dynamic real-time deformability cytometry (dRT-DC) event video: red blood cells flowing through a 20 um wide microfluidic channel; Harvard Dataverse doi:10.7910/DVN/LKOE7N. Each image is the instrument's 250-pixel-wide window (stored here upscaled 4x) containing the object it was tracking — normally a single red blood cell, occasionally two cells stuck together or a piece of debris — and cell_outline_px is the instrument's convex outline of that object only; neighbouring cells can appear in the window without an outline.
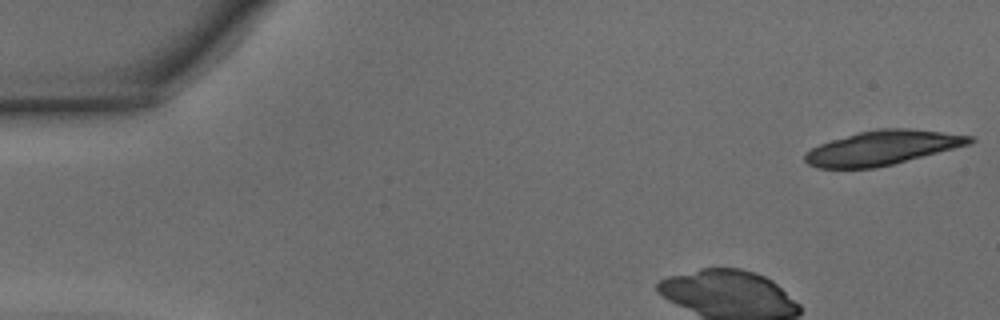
{"species": "common noctule bat (a hibernating species)", "species_latin": "Nyctalus noctula", "temperature_condition": "warm", "stored_images_in_passage": 12, "camera_frame_rate_fps": 3000, "um_per_image_px": 0.085, "animal": {"sex": "male", "body_mass_g": 15.6}, "frame": {"image": 1, "passage_image": 1, "time_ms": 0.0, "image_size_px": [1000, 320], "cell_outline_px": [[976, 140], [972, 144], [876, 168], [816, 168], [808, 164], [804, 160], [804, 152], [820, 144], [832, 140], [860, 132], [880, 128], [912, 128], [972, 136]], "centroid_in_image_um": [75.01, 12.56], "position_along_channel_um": 10.0, "area_um2": 32.89}}